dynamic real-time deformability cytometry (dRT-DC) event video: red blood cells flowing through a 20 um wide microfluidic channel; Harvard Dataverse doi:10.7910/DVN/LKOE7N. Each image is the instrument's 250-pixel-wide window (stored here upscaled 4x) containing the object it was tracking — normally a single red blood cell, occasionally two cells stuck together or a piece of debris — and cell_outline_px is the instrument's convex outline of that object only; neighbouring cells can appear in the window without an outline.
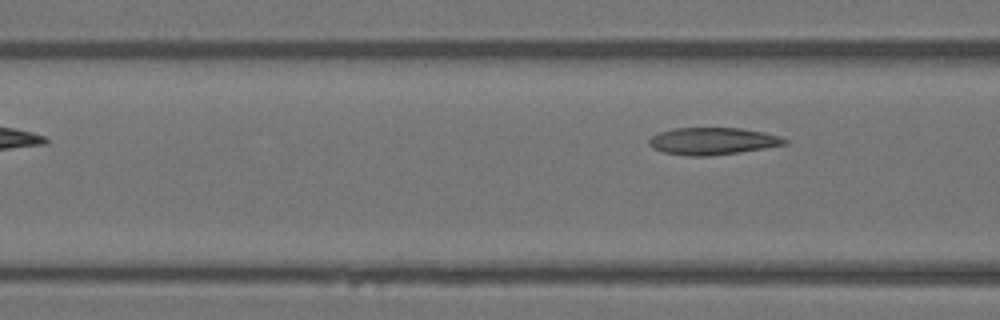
{"species": "Egyptian fruit bat (a non-hibernating species)", "species_latin": "Rousettus aegyptiacus", "temperature_condition": "warm", "stored_images_in_passage": 5, "camera_frame_rate_fps": 3000, "um_per_image_px": 0.085, "animal": {"sex": "female"}, "frame": {"image": 1, "passage_image": 5, "time_ms": 1.333, "image_size_px": [1000, 320], "cell_outline_px": [[788, 144], [740, 152], [708, 156], [688, 156], [664, 152], [652, 148], [648, 144], [648, 140], [652, 136], [660, 132], [676, 128], [740, 128], [764, 132], [780, 136], [788, 140]], "centroid_in_image_um": [60.58, 12.0], "position_along_channel_um": 106.0, "area_um2": 21.44}}